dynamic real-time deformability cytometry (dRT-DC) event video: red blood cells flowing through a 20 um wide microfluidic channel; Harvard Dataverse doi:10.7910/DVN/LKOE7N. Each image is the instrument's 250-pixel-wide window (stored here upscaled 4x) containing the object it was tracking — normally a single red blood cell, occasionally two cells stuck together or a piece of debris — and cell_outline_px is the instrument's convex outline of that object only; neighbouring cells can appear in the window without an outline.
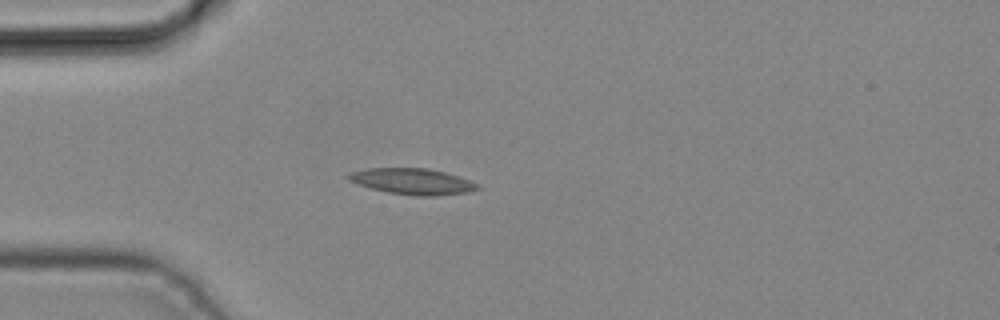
{"species": "common noctule bat (a hibernating species)", "species_latin": "Nyctalus noctula", "temperature_condition": "cold", "stored_images_in_passage": 3, "camera_frame_rate_fps": 3000, "um_per_image_px": 0.085, "animal": {"sex": "male", "body_mass_g": 19.2, "forearm_length_mm": 51.8}, "frame": {"image": 1, "passage_image": 3, "time_ms": 0.667, "image_size_px": [1000, 320], "cell_outline_px": [[480, 188], [468, 192], [436, 196], [416, 196], [388, 192], [372, 188], [348, 180], [344, 176], [352, 172], [368, 168], [428, 168], [444, 172], [480, 184]], "centroid_in_image_um": [35.06, 15.42], "position_along_channel_um": 49.9, "area_um2": 19.42}}